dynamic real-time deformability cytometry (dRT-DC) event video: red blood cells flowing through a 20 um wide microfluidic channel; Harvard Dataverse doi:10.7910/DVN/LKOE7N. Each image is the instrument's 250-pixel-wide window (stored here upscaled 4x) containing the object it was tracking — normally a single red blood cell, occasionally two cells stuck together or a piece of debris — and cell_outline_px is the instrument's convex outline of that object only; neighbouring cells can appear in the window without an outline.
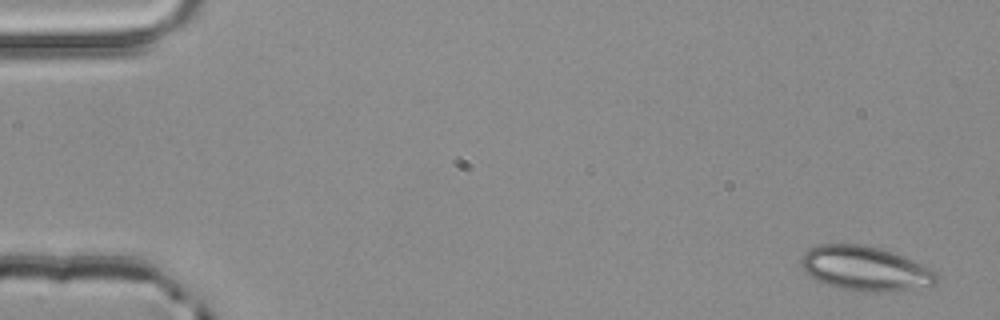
{"species": "common noctule bat (a hibernating species)", "species_latin": "Nyctalus noctula", "temperature_condition": "room temperature", "stored_images_in_passage": 4, "camera_frame_rate_fps": 3000, "um_per_image_px": 0.085, "animal": {"sex": "male", "body_mass_g": 20.4}, "frame": {"image": 1, "passage_image": 1, "time_ms": 0.0, "image_size_px": [1000, 320], "cell_outline_px": [[940, 276], [936, 284], [904, 292], [868, 292], [840, 288], [828, 284], [812, 276], [800, 264], [800, 260], [804, 252], [808, 248], [820, 244], [860, 244], [880, 248], [892, 252], [920, 264], [936, 272]], "centroid_in_image_um": [73.59, 22.84], "position_along_channel_um": 11.4, "area_um2": 35.08}}